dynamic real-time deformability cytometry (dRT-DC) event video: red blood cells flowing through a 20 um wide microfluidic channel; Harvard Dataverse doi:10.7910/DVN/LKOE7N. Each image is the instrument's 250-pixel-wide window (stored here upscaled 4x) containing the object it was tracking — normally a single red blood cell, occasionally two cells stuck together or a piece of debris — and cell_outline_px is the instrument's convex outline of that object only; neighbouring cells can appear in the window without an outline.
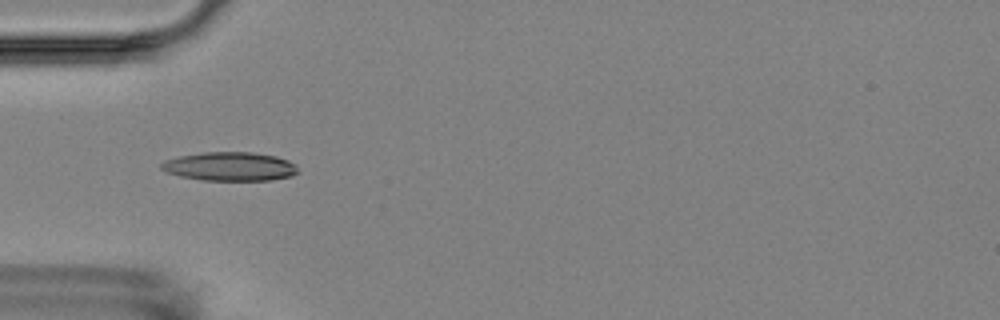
{"species": "Egyptian fruit bat (a non-hibernating species)", "species_latin": "Rousettus aegyptiacus", "temperature_condition": "room temperature", "stored_images_in_passage": 4, "camera_frame_rate_fps": 3000, "um_per_image_px": 0.085, "animal": {"sex": "female"}, "frame": {"image": 1, "passage_image": 4, "time_ms": 3.667, "image_size_px": [1000, 320], "cell_outline_px": [[296, 172], [292, 176], [272, 180], [200, 180], [180, 176], [168, 172], [160, 168], [160, 164], [164, 160], [180, 156], [204, 152], [252, 152], [276, 156], [288, 160], [296, 164]], "centroid_in_image_um": [19.54, 14.15], "position_along_channel_um": 65.5, "area_um2": 22.89}}